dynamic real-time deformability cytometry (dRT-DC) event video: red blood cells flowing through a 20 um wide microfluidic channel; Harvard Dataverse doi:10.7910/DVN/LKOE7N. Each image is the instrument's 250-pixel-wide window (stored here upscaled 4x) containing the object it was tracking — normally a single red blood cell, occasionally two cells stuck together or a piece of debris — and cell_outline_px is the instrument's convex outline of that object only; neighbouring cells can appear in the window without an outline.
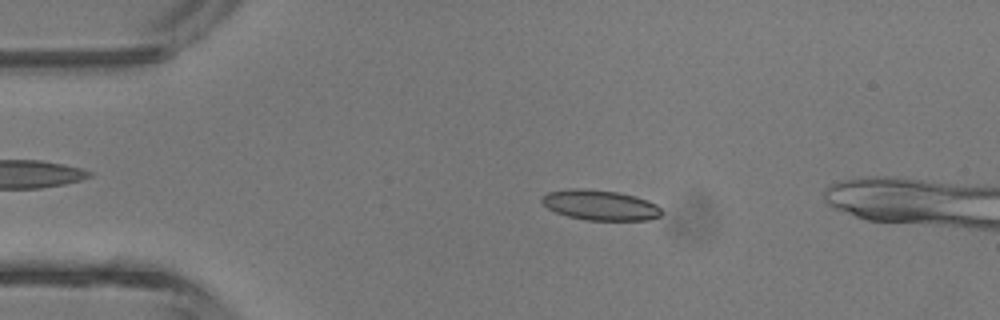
{"species": "common noctule bat (a hibernating species)", "species_latin": "Nyctalus noctula", "temperature_condition": "room temperature", "stored_images_in_passage": 4, "camera_frame_rate_fps": 3000, "um_per_image_px": 0.085, "animal": {"sex": "male", "body_mass_g": 13.3}, "frame": {"image": 1, "passage_image": 2, "time_ms": 1.333, "image_size_px": [1000, 320], "cell_outline_px": [[660, 216], [648, 220], [584, 220], [568, 216], [556, 212], [548, 208], [540, 200], [548, 192], [568, 188], [584, 188], [616, 192], [636, 196], [648, 200], [656, 204], [660, 208]], "centroid_in_image_um": [51.0, 17.43], "position_along_channel_um": 34.0, "area_um2": 21.04}}